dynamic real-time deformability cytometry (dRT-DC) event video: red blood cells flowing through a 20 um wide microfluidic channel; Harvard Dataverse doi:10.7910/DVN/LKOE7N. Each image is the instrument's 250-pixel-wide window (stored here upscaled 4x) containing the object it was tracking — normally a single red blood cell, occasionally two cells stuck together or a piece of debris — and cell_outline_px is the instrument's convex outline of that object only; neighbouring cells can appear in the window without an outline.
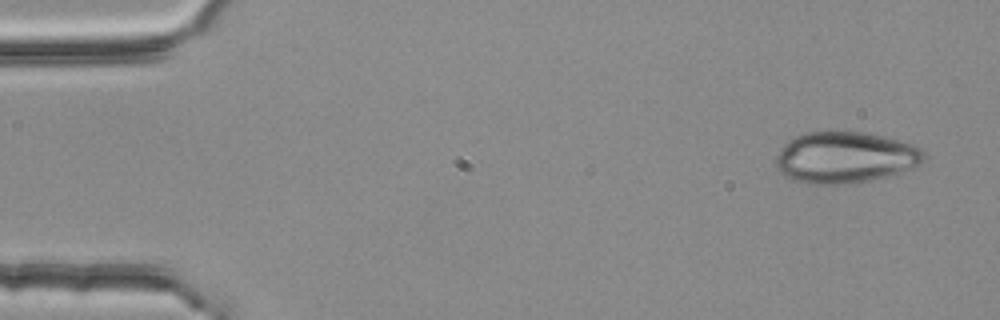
{"species": "common noctule bat (a hibernating species)", "species_latin": "Nyctalus noctula", "temperature_condition": "room temperature", "stored_images_in_passage": 4, "camera_frame_rate_fps": 3000, "um_per_image_px": 0.085, "animal": {"sex": "female", "body_mass_g": 25.1}, "frame": {"image": 1, "passage_image": 1, "time_ms": 0.0, "image_size_px": [1000, 320], "cell_outline_px": [[928, 156], [920, 164], [900, 172], [888, 176], [868, 180], [836, 184], [812, 184], [792, 180], [784, 176], [776, 168], [776, 156], [780, 148], [788, 140], [796, 136], [808, 132], [864, 132], [884, 136], [912, 144], [920, 148]], "centroid_in_image_um": [71.82, 13.38], "position_along_channel_um": 13.2, "area_um2": 44.22}}